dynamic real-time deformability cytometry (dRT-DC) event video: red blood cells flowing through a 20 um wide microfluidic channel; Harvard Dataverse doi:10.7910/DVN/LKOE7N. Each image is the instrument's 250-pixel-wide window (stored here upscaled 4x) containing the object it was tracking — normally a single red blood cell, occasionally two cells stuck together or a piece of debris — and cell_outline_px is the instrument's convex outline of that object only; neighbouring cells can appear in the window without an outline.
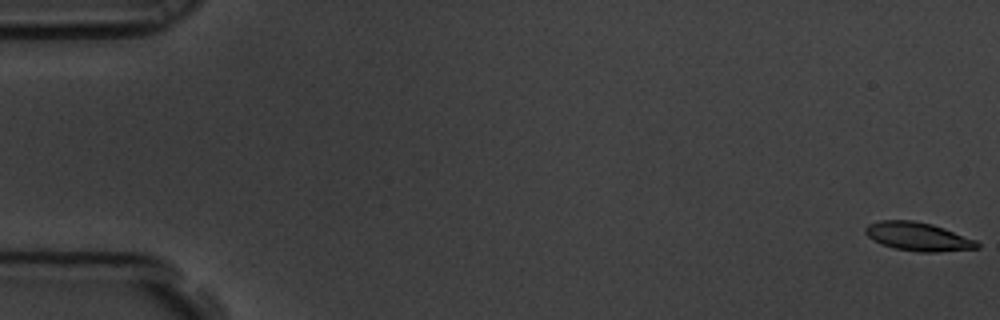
{"species": "common noctule bat (a hibernating species)", "species_latin": "Nyctalus noctula", "temperature_condition": "room temperature", "stored_images_in_passage": 7, "camera_frame_rate_fps": 3000, "um_per_image_px": 0.085, "animal": {"sex": "male", "body_mass_g": 19.5, "forearm_length_mm": 54.6}, "frame": {"image": 1, "passage_image": 1, "time_ms": 0.0, "image_size_px": [1000, 320], "cell_outline_px": [[980, 248], [936, 252], [920, 252], [896, 248], [880, 244], [872, 240], [864, 232], [864, 228], [868, 224], [880, 220], [912, 220], [932, 224], [944, 228], [976, 240], [980, 244]], "centroid_in_image_um": [78.02, 20.1], "position_along_channel_um": 7.0, "area_um2": 18.61}}
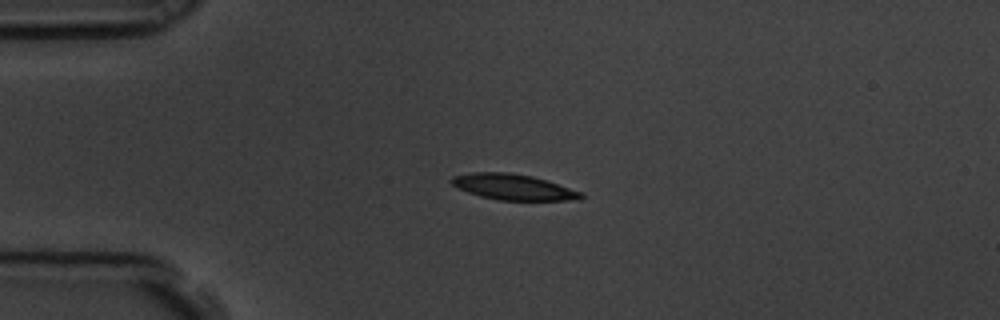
{"frame": {"image": 2, "passage_image": 5, "time_ms": 1.333, "image_size_px": [1000, 320], "cell_outline_px": [[584, 196], [580, 200], [500, 200], [480, 196], [468, 192], [452, 184], [448, 180], [452, 176], [472, 172], [508, 172], [532, 176], [584, 192]], "centroid_in_image_um": [43.64, 15.89], "position_along_channel_um": 41.4, "area_um2": 19.42}}
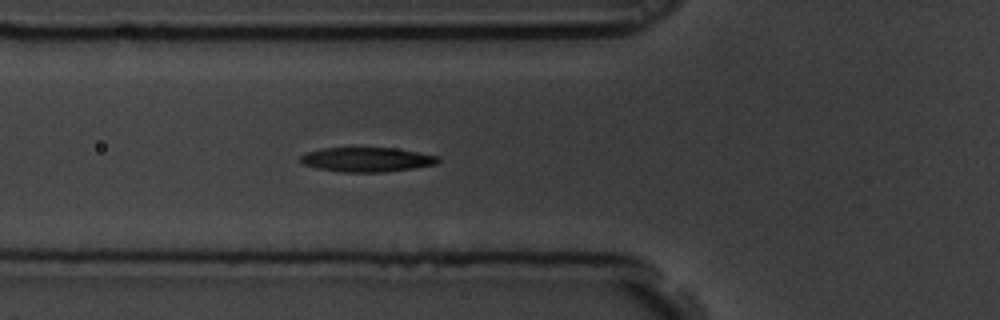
{"frame": {"image": 3, "passage_image": 7, "time_ms": 2.0, "image_size_px": [1000, 320], "cell_outline_px": [[440, 160], [436, 164], [412, 168], [384, 172], [340, 172], [316, 168], [304, 164], [300, 160], [300, 156], [308, 152], [324, 148], [396, 148], [440, 156]], "centroid_in_image_um": [31.2, 13.56], "position_along_channel_um": 94.6, "area_um2": 19.54}}